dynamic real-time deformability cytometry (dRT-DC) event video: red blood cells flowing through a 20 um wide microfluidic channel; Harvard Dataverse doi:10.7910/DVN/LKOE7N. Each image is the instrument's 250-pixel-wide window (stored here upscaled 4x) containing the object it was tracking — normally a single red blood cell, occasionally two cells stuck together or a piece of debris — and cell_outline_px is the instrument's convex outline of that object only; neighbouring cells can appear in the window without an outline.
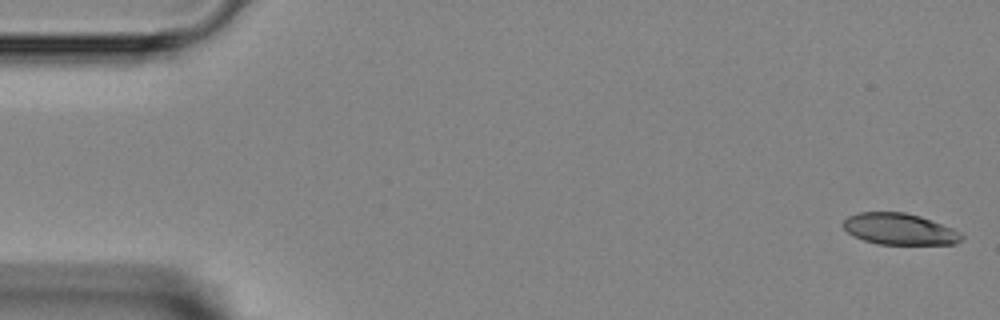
{"species": "Egyptian fruit bat (a non-hibernating species)", "species_latin": "Rousettus aegyptiacus", "temperature_condition": "room temperature", "stored_images_in_passage": 6, "camera_frame_rate_fps": 3000, "um_per_image_px": 0.085, "animal": {"sex": "female"}, "frame": {"image": 1, "passage_image": 1, "time_ms": 0.0, "image_size_px": [1000, 320], "cell_outline_px": [[964, 236], [956, 244], [876, 244], [864, 240], [848, 232], [840, 224], [848, 216], [860, 212], [904, 212], [920, 216], [952, 228], [960, 232]], "centroid_in_image_um": [76.44, 19.47], "position_along_channel_um": 8.6, "area_um2": 21.56}}
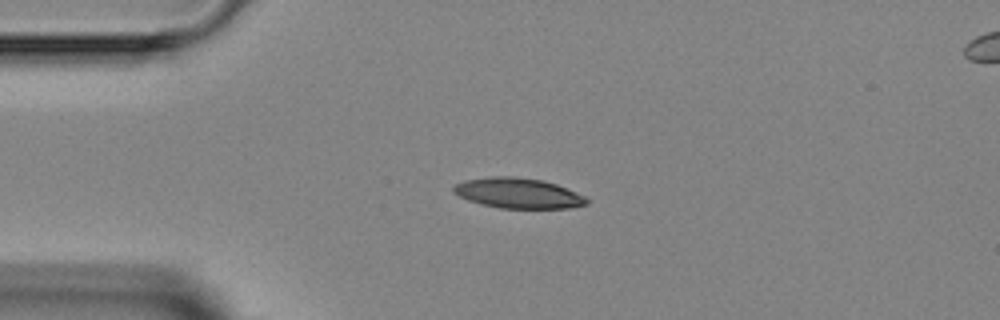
{"frame": {"image": 2, "passage_image": 4, "time_ms": 3.333, "image_size_px": [1000, 320], "cell_outline_px": [[588, 204], [568, 208], [500, 208], [468, 200], [452, 192], [452, 188], [456, 184], [464, 180], [492, 176], [512, 176], [540, 180], [556, 184], [584, 196], [588, 200]], "centroid_in_image_um": [44.02, 16.41], "position_along_channel_um": 41.0, "area_um2": 23.24}}
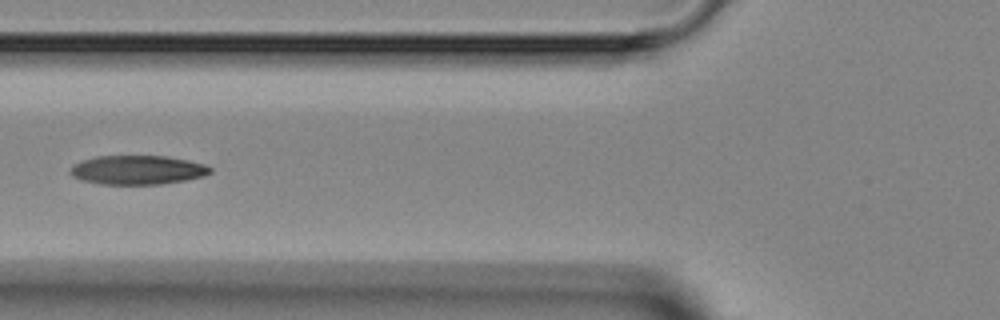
{"frame": {"image": 3, "passage_image": 6, "time_ms": 5.667, "image_size_px": [1000, 320], "cell_outline_px": [[212, 172], [204, 176], [184, 180], [160, 184], [100, 184], [84, 180], [72, 176], [68, 172], [76, 164], [84, 160], [96, 156], [168, 156], [188, 160], [204, 164], [212, 168]], "centroid_in_image_um": [11.72, 14.44], "position_along_channel_um": 114.1, "area_um2": 23.52}}